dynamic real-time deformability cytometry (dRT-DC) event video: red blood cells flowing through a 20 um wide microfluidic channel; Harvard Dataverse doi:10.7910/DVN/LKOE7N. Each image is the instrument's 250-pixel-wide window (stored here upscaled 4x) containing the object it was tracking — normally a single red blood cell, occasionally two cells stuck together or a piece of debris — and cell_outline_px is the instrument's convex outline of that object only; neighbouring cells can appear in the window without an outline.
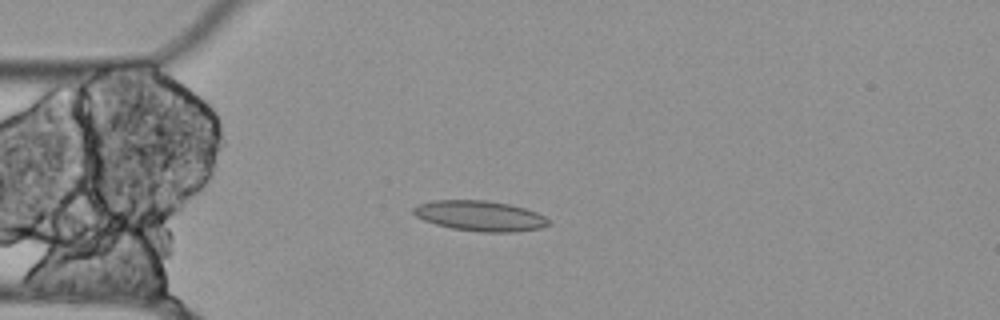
{"species": "Egyptian fruit bat (a non-hibernating species)", "species_latin": "Rousettus aegyptiacus", "temperature_condition": "cold", "stored_images_in_passage": 54, "camera_frame_rate_fps": 3000, "um_per_image_px": 0.085, "animal": {"sex": "female"}, "frame": {"image": 1, "passage_image": 13, "time_ms": 4.0, "image_size_px": [1000, 320], "cell_outline_px": [[552, 224], [540, 228], [516, 232], [480, 232], [452, 228], [436, 224], [424, 220], [416, 216], [412, 212], [412, 208], [420, 204], [432, 200], [484, 200], [508, 204], [524, 208], [536, 212], [544, 216]], "centroid_in_image_um": [40.8, 18.35], "position_along_channel_um": 44.2, "area_um2": 23.81}}
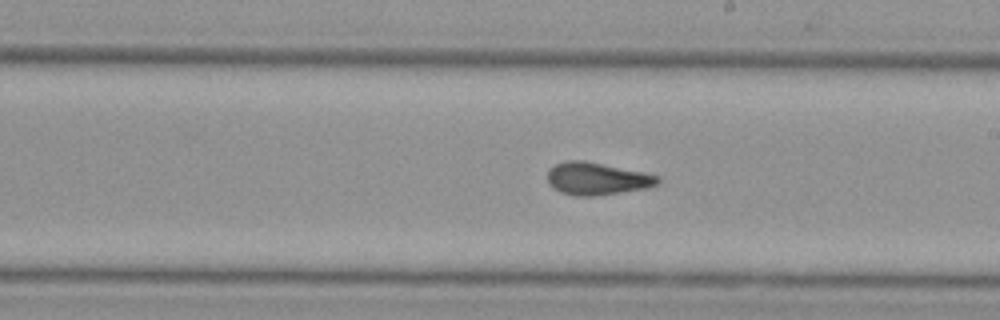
{"frame": {"image": 2, "passage_image": 30, "time_ms": 9.667, "image_size_px": [1000, 320], "cell_outline_px": [[660, 184], [648, 188], [596, 196], [572, 196], [560, 192], [552, 188], [548, 184], [548, 168], [564, 160], [584, 160], [644, 172], [660, 176]], "centroid_in_image_um": [50.74, 15.19], "position_along_channel_um": 238.3, "area_um2": 21.27}}
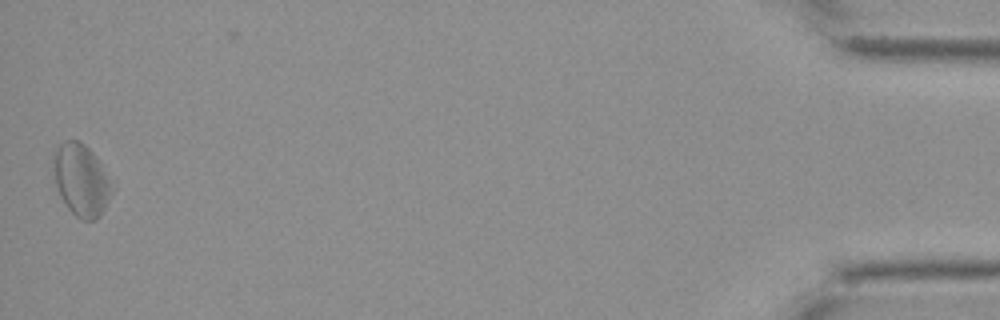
{"frame": {"image": 3, "passage_image": 54, "time_ms": 17.667, "image_size_px": [1000, 320], "cell_outline_px": [[112, 192], [100, 216], [96, 220], [80, 220], [68, 208], [60, 196], [56, 184], [56, 152], [60, 144], [64, 140], [80, 140], [100, 160], [112, 188]], "centroid_in_image_um": [6.94, 15.32], "position_along_channel_um": 428.3, "area_um2": 23.81}, "authors_computed_cell_mechanics": {"area_um2": 21.7617, "velocity_mm_per_s": 3.5206, "shape_relaxation_time_tau1_ms": null, "shape_relaxation_time_tau2_ms": 4.0665, "deformation_change_tau1": null, "deformation_change_tau2": 0.1306}}